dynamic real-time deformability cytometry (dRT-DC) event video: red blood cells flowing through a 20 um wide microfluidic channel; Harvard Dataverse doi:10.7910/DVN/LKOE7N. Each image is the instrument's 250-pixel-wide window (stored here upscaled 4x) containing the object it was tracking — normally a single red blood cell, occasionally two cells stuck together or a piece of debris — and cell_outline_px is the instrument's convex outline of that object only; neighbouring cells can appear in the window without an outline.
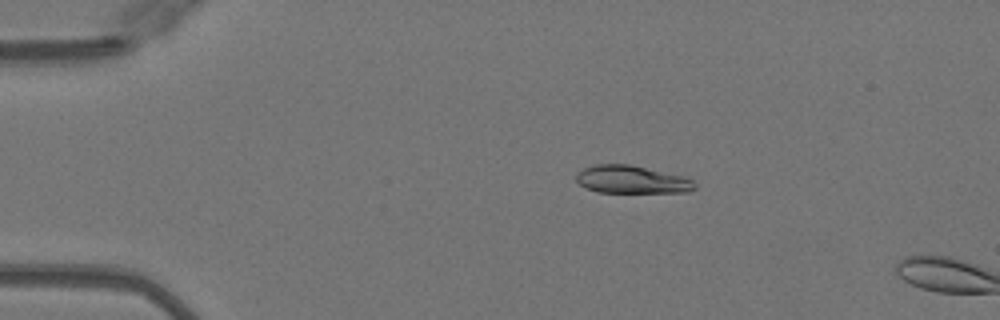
{"species": "Egyptian fruit bat (a non-hibernating species)", "species_latin": "Rousettus aegyptiacus", "temperature_condition": "warm", "stored_images_in_passage": 12, "camera_frame_rate_fps": 3000, "um_per_image_px": 0.085, "animal": {"sex": "female"}, "frame": {"image": 1, "passage_image": 9, "time_ms": 2.667, "image_size_px": [1000, 320], "cell_outline_px": [[696, 188], [688, 192], [596, 192], [580, 184], [576, 180], [576, 172], [584, 168], [596, 164], [628, 164], [684, 176], [692, 180], [696, 184]], "centroid_in_image_um": [53.7, 15.26], "position_along_channel_um": 31.3, "area_um2": 19.13}}